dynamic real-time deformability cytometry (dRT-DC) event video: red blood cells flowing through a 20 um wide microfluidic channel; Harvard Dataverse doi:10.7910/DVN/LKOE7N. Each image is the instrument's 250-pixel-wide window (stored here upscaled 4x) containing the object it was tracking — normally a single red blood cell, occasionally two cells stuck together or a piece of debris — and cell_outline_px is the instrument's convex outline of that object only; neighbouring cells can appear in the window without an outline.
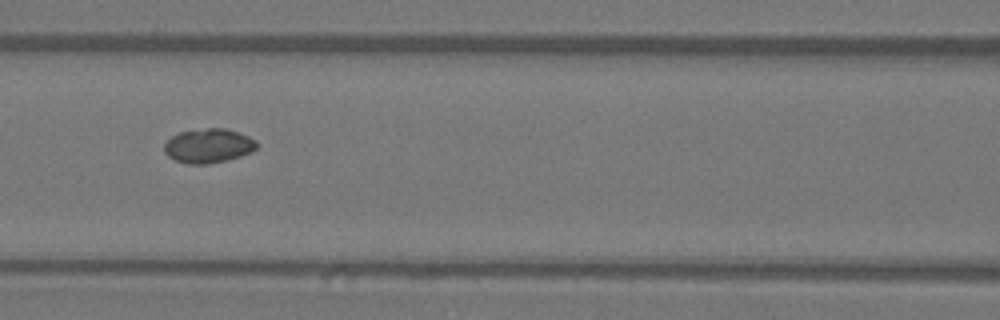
{"species": "Egyptian fruit bat (a non-hibernating species)", "species_latin": "Rousettus aegyptiacus", "temperature_condition": "warm", "stored_images_in_passage": 3, "camera_frame_rate_fps": 3000, "um_per_image_px": 0.085, "animal": {"sex": "female"}, "frame": {"image": 1, "passage_image": 3, "time_ms": 2.667, "image_size_px": [1000, 320], "cell_outline_px": [[256, 148], [252, 152], [228, 160], [208, 164], [188, 164], [176, 160], [168, 156], [164, 152], [164, 144], [172, 136], [180, 132], [208, 128], [224, 128], [248, 136], [256, 140]], "centroid_in_image_um": [17.71, 12.4], "position_along_channel_um": 148.9, "area_um2": 18.32}}